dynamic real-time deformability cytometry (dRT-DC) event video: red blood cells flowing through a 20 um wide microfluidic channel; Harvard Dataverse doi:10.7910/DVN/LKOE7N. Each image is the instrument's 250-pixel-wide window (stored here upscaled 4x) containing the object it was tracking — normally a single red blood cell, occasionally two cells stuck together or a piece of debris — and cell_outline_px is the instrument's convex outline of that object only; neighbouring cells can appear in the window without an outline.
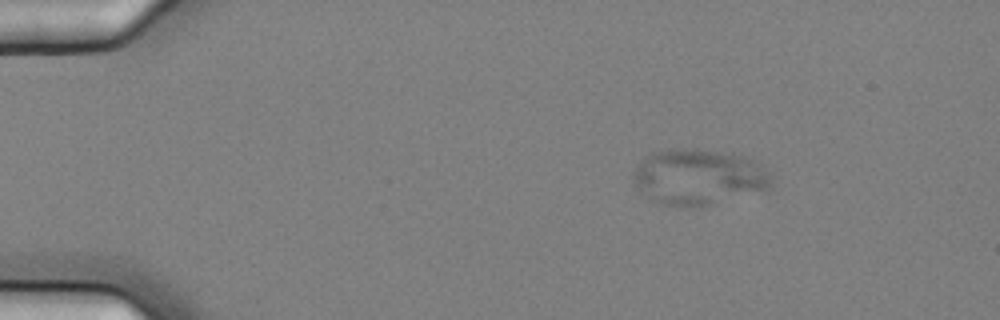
{"species": "common noctule bat (a hibernating species)", "species_latin": "Nyctalus noctula", "temperature_condition": "cold", "stored_images_in_passage": 8, "camera_frame_rate_fps": 3000, "um_per_image_px": 0.085, "animal": {"sex": "female", "body_mass_g": 25.1}, "frame": {"image": 1, "passage_image": 2, "time_ms": 0.333, "image_size_px": [1000, 320], "cell_outline_px": [[772, 180], [768, 188], [696, 208], [680, 208], [664, 204], [640, 192], [632, 180], [632, 172], [640, 160], [652, 152], [668, 148], [696, 148], [744, 156], [760, 164], [772, 176]], "centroid_in_image_um": [59.3, 15.03], "position_along_channel_um": 25.7, "area_um2": 44.91}}
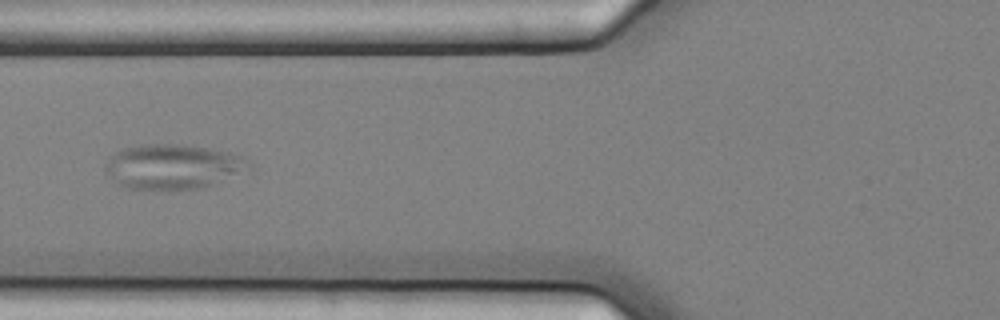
{"frame": {"image": 2, "passage_image": 6, "time_ms": 1.667, "image_size_px": [1000, 320], "cell_outline_px": [[252, 168], [204, 188], [168, 192], [164, 192], [128, 188], [116, 184], [104, 168], [104, 164], [116, 152], [124, 148], [148, 144], [180, 144], [208, 148], [228, 152], [244, 156], [252, 164]], "centroid_in_image_um": [14.71, 14.21], "position_along_channel_um": 111.1, "area_um2": 38.26}}
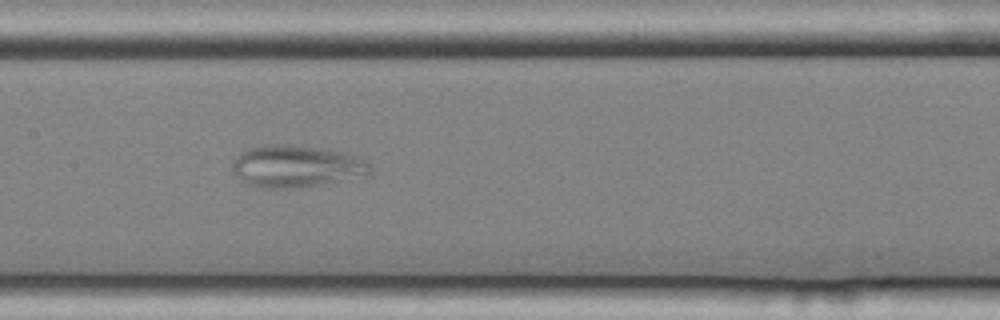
{"frame": {"image": 3, "passage_image": 8, "time_ms": 2.333, "image_size_px": [1000, 320], "cell_outline_px": [[372, 172], [368, 176], [316, 184], [276, 188], [260, 188], [248, 184], [232, 168], [232, 164], [236, 156], [244, 148], [264, 144], [288, 144], [328, 148], [344, 152], [368, 160], [372, 168]], "centroid_in_image_um": [25.23, 14.08], "position_along_channel_um": 182.2, "area_um2": 33.81}}